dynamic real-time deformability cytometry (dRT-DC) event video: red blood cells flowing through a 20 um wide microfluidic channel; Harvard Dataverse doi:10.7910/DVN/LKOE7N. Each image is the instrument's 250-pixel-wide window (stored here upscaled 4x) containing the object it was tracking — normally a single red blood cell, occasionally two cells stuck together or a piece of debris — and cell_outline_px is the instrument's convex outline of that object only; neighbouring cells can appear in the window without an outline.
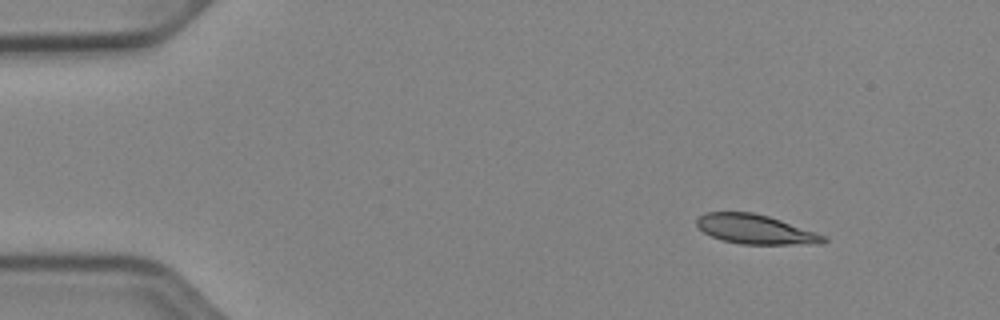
{"species": "Egyptian fruit bat (a non-hibernating species)", "species_latin": "Rousettus aegyptiacus", "temperature_condition": "cold", "stored_images_in_passage": 46, "camera_frame_rate_fps": 3000, "um_per_image_px": 0.085, "animal": {"sex": "female"}, "frame": {"image": 1, "passage_image": 1, "time_ms": 0.0, "image_size_px": [1000, 320], "cell_outline_px": [[828, 240], [820, 244], [740, 244], [720, 240], [704, 232], [696, 224], [696, 220], [704, 212], [752, 212], [768, 216], [816, 232], [824, 236]], "centroid_in_image_um": [64.19, 19.49], "position_along_channel_um": 20.8, "area_um2": 21.62}}
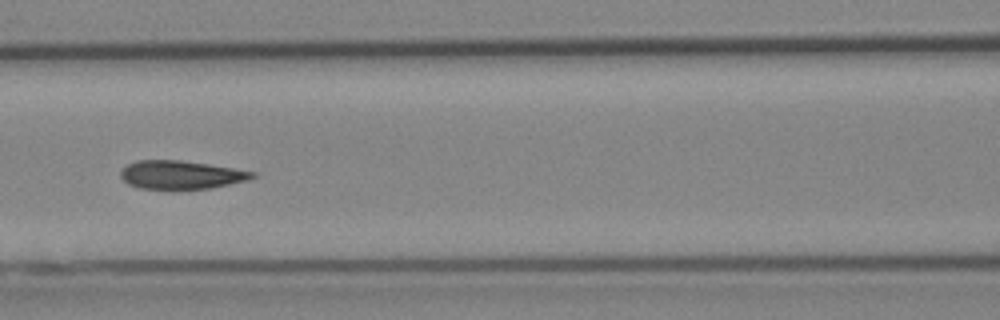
{"frame": {"image": 2, "passage_image": 18, "time_ms": 5.667, "image_size_px": [1000, 320], "cell_outline_px": [[256, 176], [248, 180], [212, 188], [180, 192], [172, 192], [140, 188], [128, 184], [120, 176], [120, 172], [128, 164], [136, 160], [180, 160], [208, 164], [256, 172]], "centroid_in_image_um": [15.37, 14.91], "position_along_channel_um": 151.2, "area_um2": 22.66}}
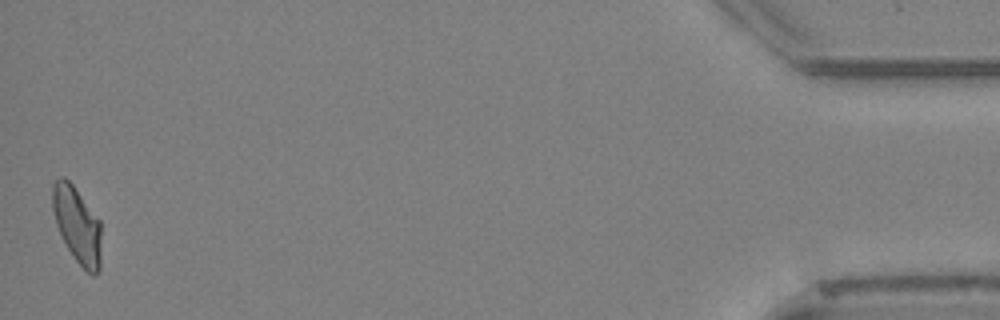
{"frame": {"image": 3, "passage_image": 46, "time_ms": 15.0, "image_size_px": [1000, 320], "cell_outline_px": [[100, 268], [92, 276], [76, 260], [68, 248], [56, 224], [52, 208], [52, 184], [60, 176], [64, 176], [72, 184], [100, 220]], "centroid_in_image_um": [6.55, 19.08], "position_along_channel_um": 428.7, "area_um2": 21.33}, "authors_computed_cell_mechanics": {"area_um2": 22.1952, "velocity_mm_per_s": 3.9532, "shape_relaxation_time_tau1_ms": 4.879, "shape_relaxation_time_tau2_ms": 2.1004, "deformation_change_tau1": 0.138, "deformation_change_tau2": 0.0595}}